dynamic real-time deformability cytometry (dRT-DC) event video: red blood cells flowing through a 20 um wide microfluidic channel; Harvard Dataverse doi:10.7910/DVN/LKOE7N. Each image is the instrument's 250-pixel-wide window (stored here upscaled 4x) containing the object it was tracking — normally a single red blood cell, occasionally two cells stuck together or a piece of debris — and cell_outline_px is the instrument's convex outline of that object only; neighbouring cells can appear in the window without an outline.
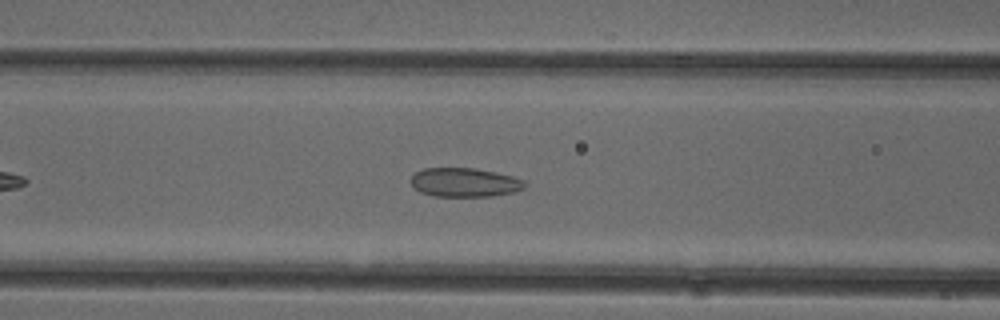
{"species": "common noctule bat (a hibernating species)", "species_latin": "Nyctalus noctula", "temperature_condition": "cold", "stored_images_in_passage": 32, "camera_frame_rate_fps": 3000, "um_per_image_px": 0.085, "animal": {"sex": "female"}, "frame": {"image": 1, "passage_image": 10, "time_ms": 3.0, "image_size_px": [1000, 320], "cell_outline_px": [[528, 184], [524, 188], [512, 192], [492, 196], [432, 196], [420, 192], [412, 188], [408, 180], [416, 172], [424, 168], [476, 168], [496, 172], [512, 176], [524, 180]], "centroid_in_image_um": [39.45, 15.5], "position_along_channel_um": 127.1, "area_um2": 19.48}}
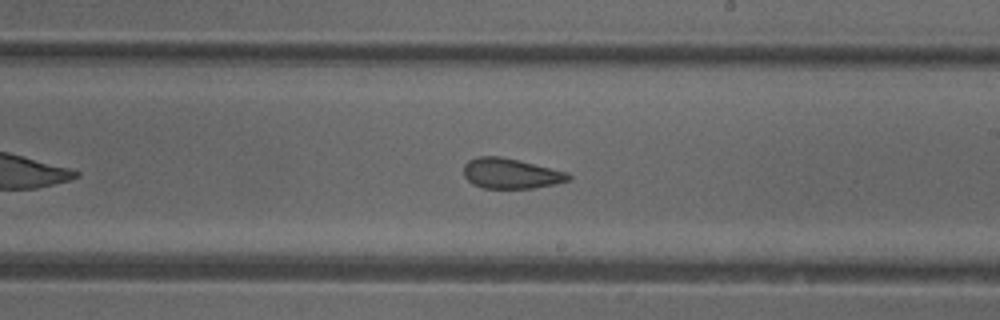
{"frame": {"image": 2, "passage_image": 19, "time_ms": 6.0, "image_size_px": [1000, 320], "cell_outline_px": [[572, 176], [568, 180], [552, 184], [532, 188], [484, 188], [472, 184], [464, 176], [464, 164], [468, 160], [476, 156], [500, 156], [568, 172]], "centroid_in_image_um": [43.37, 14.74], "position_along_channel_um": 245.6, "area_um2": 18.32}}
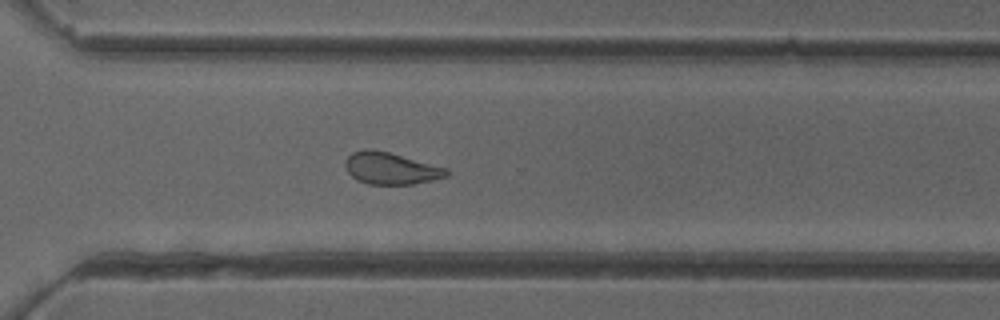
{"frame": {"image": 3, "passage_image": 26, "time_ms": 8.333, "image_size_px": [1000, 320], "cell_outline_px": [[448, 176], [412, 184], [368, 184], [356, 180], [348, 172], [344, 164], [344, 160], [352, 152], [364, 148], [372, 148], [388, 152], [448, 168]], "centroid_in_image_um": [33.17, 14.3], "position_along_channel_um": 337.4, "area_um2": 18.84}, "authors_computed_cell_mechanics": {"area_um2": 19.1607, "velocity_mm_per_s": 3.9495, "shape_relaxation_time_tau1_ms": null, "shape_relaxation_time_tau2_ms": 1.6087, "deformation_change_tau1": null, "deformation_change_tau2": 0.0884}}